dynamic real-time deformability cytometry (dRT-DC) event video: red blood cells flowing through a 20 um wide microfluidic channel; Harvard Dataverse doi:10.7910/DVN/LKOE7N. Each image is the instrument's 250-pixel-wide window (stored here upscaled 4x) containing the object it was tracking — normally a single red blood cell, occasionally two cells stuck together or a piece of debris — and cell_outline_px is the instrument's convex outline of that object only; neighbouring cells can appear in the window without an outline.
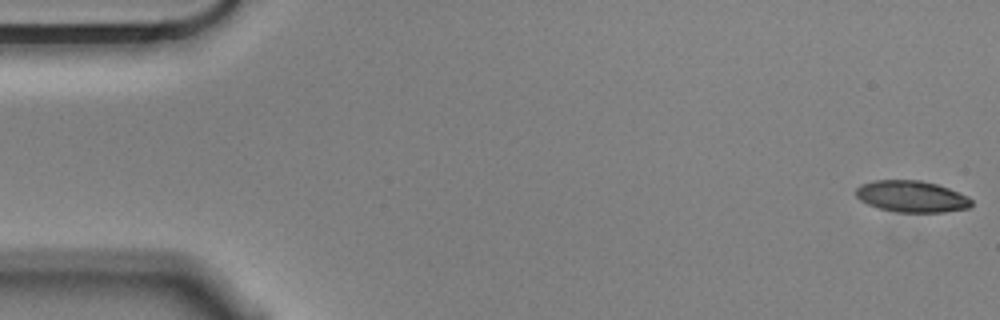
{"species": "Egyptian fruit bat (a non-hibernating species)", "species_latin": "Rousettus aegyptiacus", "temperature_condition": "cold", "stored_images_in_passage": 15, "camera_frame_rate_fps": 3000, "um_per_image_px": 0.085, "animal": {"sex": "male"}, "frame": {"image": 1, "passage_image": 1, "time_ms": 0.0, "image_size_px": [1000, 320], "cell_outline_px": [[972, 204], [968, 208], [944, 212], [896, 212], [880, 208], [868, 204], [860, 200], [856, 196], [856, 188], [860, 184], [876, 180], [920, 180], [936, 184], [948, 188], [968, 196], [972, 200]], "centroid_in_image_um": [77.48, 16.7], "position_along_channel_um": 7.5, "area_um2": 21.15}}